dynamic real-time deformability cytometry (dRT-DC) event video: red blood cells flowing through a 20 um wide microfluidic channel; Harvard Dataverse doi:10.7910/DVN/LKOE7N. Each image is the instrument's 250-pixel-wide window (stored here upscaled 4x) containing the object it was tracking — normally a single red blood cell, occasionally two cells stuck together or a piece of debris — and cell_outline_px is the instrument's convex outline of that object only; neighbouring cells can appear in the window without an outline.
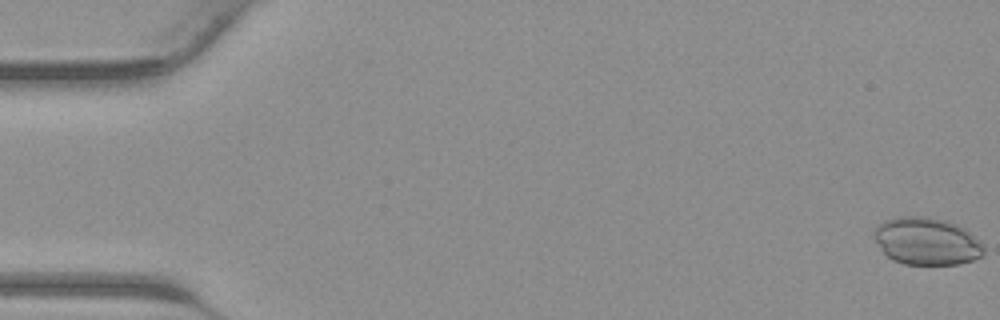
{"species": "common noctule bat (a hibernating species)", "species_latin": "Nyctalus noctula", "temperature_condition": "warm", "stored_images_in_passage": 42, "camera_frame_rate_fps": 3000, "um_per_image_px": 0.085, "animal": {"sex": "male", "body_mass_g": 23.1, "forearm_length_mm": 52.7}, "frame": {"image": 1, "passage_image": 1, "time_ms": 0.0, "image_size_px": [1000, 320], "cell_outline_px": [[984, 252], [980, 256], [972, 260], [960, 264], [904, 264], [892, 260], [880, 248], [872, 236], [872, 228], [884, 220], [900, 216], [928, 216], [948, 220], [964, 228], [984, 244]], "centroid_in_image_um": [78.73, 20.48], "position_along_channel_um": 6.3, "area_um2": 30.69}}
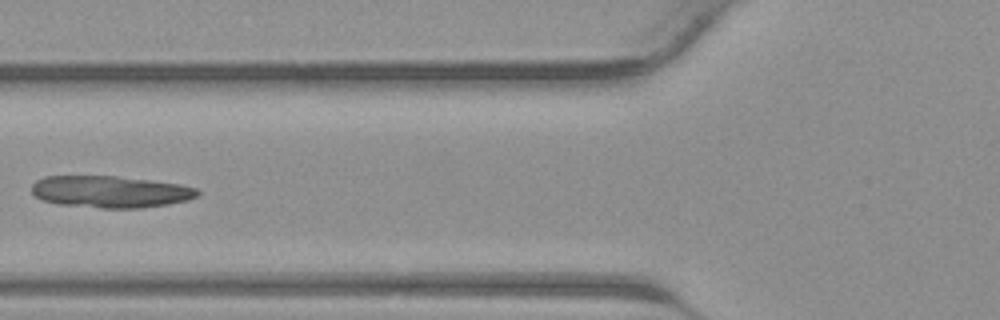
{"frame": {"image": 2, "passage_image": 17, "time_ms": 5.333, "image_size_px": [1000, 320], "cell_outline_px": [[200, 192], [196, 196], [188, 200], [168, 204], [140, 208], [100, 208], [60, 204], [40, 200], [32, 192], [32, 184], [36, 180], [44, 176], [116, 176], [152, 180], [180, 184], [196, 188]], "centroid_in_image_um": [9.37, 16.29], "position_along_channel_um": 116.4, "area_um2": 30.87}}
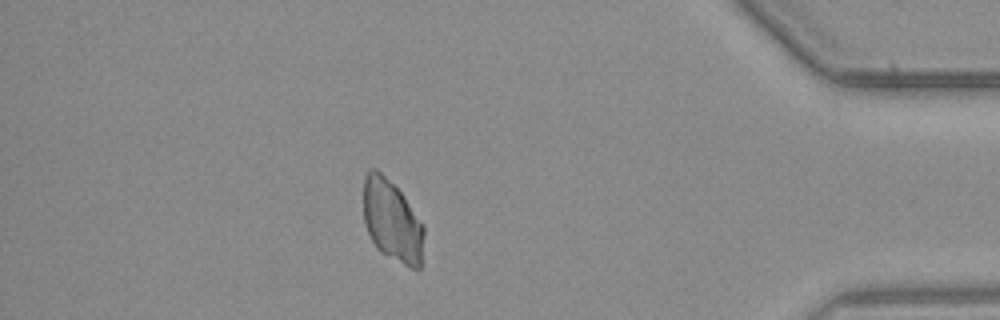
{"frame": {"image": 3, "passage_image": 37, "time_ms": 12.0, "image_size_px": [1000, 320], "cell_outline_px": [[424, 232], [420, 268], [412, 268], [380, 252], [376, 248], [364, 224], [364, 176], [368, 168], [376, 168], [404, 196], [424, 224]], "centroid_in_image_um": [33.32, 18.76], "position_along_channel_um": 401.9, "area_um2": 28.67}}